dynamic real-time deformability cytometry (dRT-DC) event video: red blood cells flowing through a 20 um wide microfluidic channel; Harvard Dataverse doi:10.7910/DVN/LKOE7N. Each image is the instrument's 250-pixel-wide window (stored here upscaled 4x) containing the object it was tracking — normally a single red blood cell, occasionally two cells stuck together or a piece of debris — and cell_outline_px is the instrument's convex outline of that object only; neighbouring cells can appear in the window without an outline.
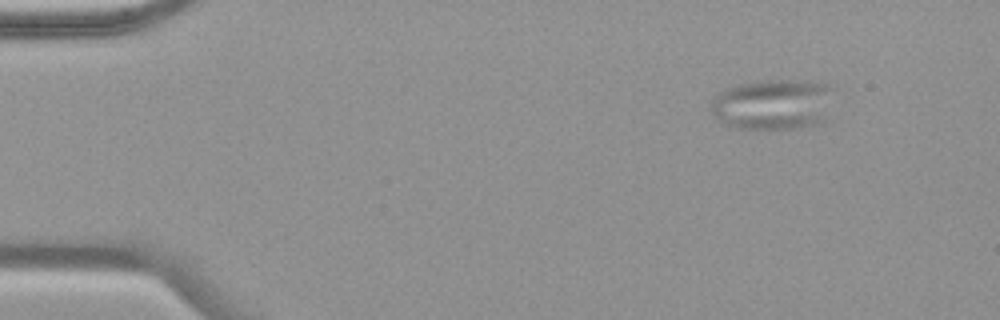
{"species": "common noctule bat (a hibernating species)", "species_latin": "Nyctalus noctula", "temperature_condition": "warm", "stored_images_in_passage": 49, "camera_frame_rate_fps": 3000, "um_per_image_px": 0.085, "animal": {"sex": "female", "body_mass_g": 19.9}, "frame": {"image": 1, "passage_image": 1, "time_ms": 0.0, "image_size_px": [1000, 320], "cell_outline_px": [[832, 88], [824, 120], [820, 124], [796, 128], [736, 128], [724, 124], [712, 116], [712, 100], [720, 92], [728, 88], [740, 84], [760, 80], [784, 80], [828, 84]], "centroid_in_image_um": [65.66, 8.88], "position_along_channel_um": 19.3, "area_um2": 35.72}}
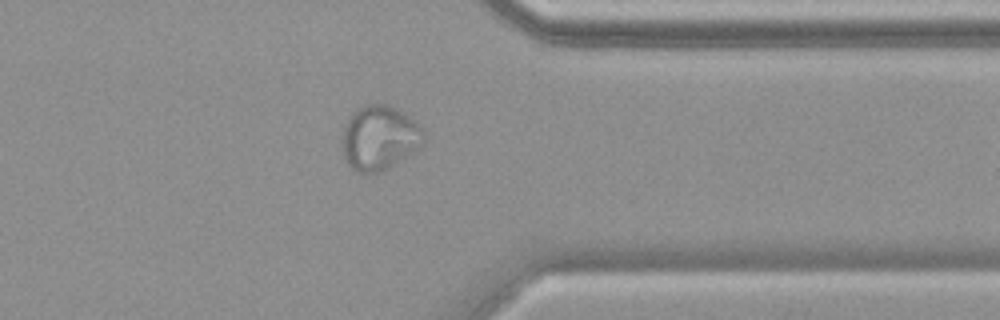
{"frame": {"image": 2, "passage_image": 38, "time_ms": 12.333, "image_size_px": [1000, 320], "cell_outline_px": [[424, 144], [420, 148], [380, 172], [360, 172], [352, 168], [348, 164], [344, 156], [344, 124], [352, 112], [356, 108], [364, 104], [388, 104], [396, 108], [420, 124], [424, 128]], "centroid_in_image_um": [32.28, 11.68], "position_along_channel_um": 379.1, "area_um2": 30.52}}
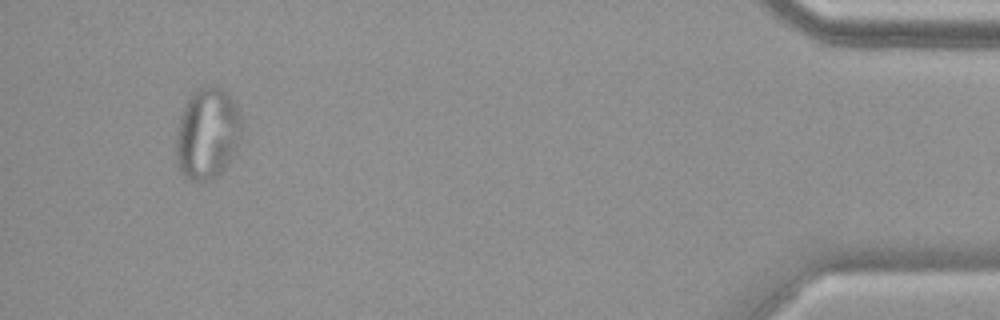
{"frame": {"image": 3, "passage_image": 46, "time_ms": 15.0, "image_size_px": [1000, 320], "cell_outline_px": [[240, 140], [224, 168], [216, 176], [208, 180], [188, 180], [180, 172], [176, 160], [176, 136], [180, 116], [188, 96], [196, 88], [212, 84], [216, 84], [228, 92], [236, 104], [240, 112]], "centroid_in_image_um": [17.6, 11.29], "position_along_channel_um": 417.6, "area_um2": 35.14}}